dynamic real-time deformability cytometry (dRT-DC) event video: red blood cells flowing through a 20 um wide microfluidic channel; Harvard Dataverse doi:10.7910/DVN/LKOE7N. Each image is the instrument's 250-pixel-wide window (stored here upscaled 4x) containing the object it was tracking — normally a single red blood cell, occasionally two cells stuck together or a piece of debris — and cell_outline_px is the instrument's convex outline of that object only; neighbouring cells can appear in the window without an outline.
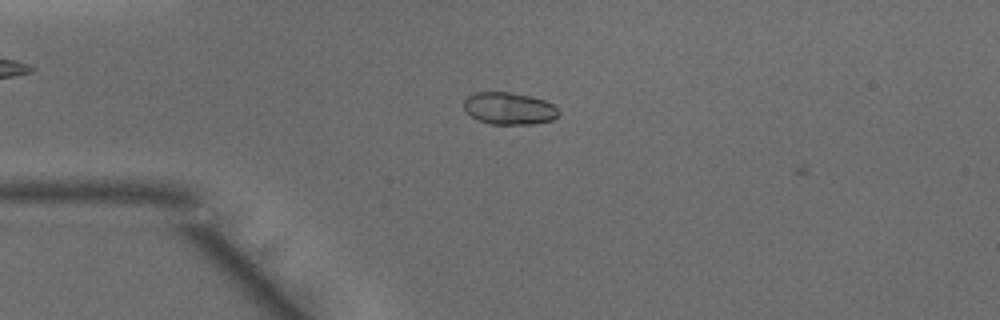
{"species": "common noctule bat (a hibernating species)", "species_latin": "Nyctalus noctula", "temperature_condition": "warm", "stored_images_in_passage": 7, "camera_frame_rate_fps": 3000, "um_per_image_px": 0.085, "animal": {"sex": "male", "body_mass_g": 15.6}, "frame": {"image": 1, "passage_image": 5, "time_ms": 1.333, "image_size_px": [1000, 320], "cell_outline_px": [[560, 112], [552, 120], [532, 124], [492, 124], [480, 120], [472, 116], [464, 108], [464, 100], [472, 92], [508, 92], [532, 96], [544, 100], [552, 104]], "centroid_in_image_um": [43.27, 9.2], "position_along_channel_um": 41.7, "area_um2": 17.63}}